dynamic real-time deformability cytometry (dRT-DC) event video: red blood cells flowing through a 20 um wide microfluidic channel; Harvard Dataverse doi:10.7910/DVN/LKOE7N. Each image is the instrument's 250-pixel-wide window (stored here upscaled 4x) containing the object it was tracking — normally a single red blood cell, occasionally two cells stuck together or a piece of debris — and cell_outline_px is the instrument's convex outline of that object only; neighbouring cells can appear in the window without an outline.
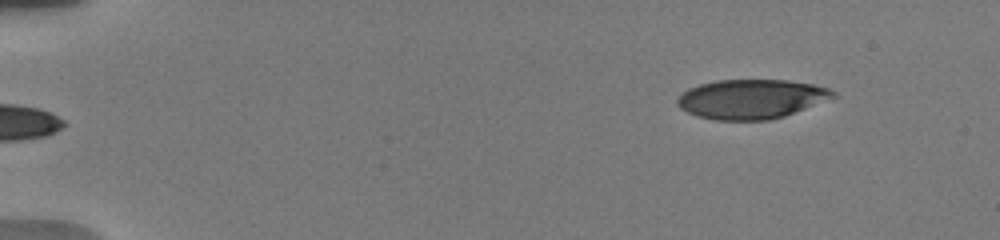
{"species": "human", "species_latin": "Homo sapiens", "temperature_condition": "warm", "stored_images_in_passage": 7, "segment_of_instrument_passage": [2, 2], "camera_frame_rate_fps": 3000, "um_per_image_px": 0.085, "donor": {"sex": "male"}, "frame": {"image": 1, "passage_image": 7, "time_ms": 7.0, "image_size_px": [1000, 240], "cell_outline_px": [[836, 96], [784, 116], [768, 120], [712, 120], [696, 116], [680, 108], [676, 104], [676, 100], [688, 88], [700, 84], [716, 80], [788, 80], [812, 84], [828, 88], [836, 92]], "centroid_in_image_um": [63.82, 8.42], "position_along_channel_um": 21.2, "area_um2": 35.6}}